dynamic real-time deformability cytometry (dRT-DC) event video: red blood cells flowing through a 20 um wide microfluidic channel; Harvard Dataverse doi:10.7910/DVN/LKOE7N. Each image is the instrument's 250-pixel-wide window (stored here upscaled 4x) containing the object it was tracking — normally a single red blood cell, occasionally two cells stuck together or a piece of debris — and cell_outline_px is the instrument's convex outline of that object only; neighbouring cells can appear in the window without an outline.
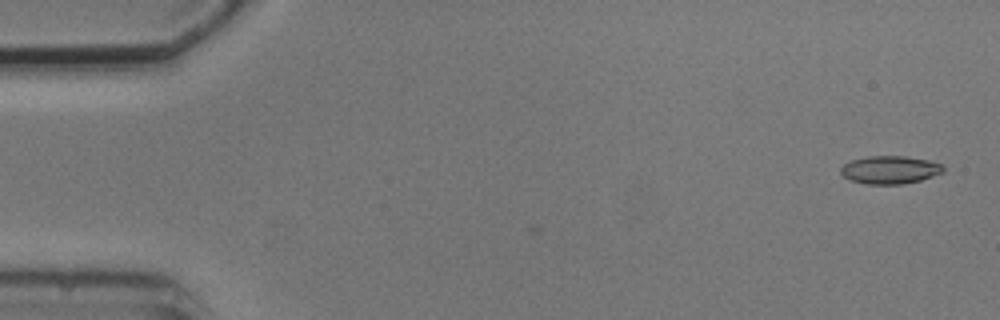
{"species": "common noctule bat (a hibernating species)", "species_latin": "Nyctalus noctula", "temperature_condition": "cold", "stored_images_in_passage": 5, "camera_frame_rate_fps": 3000, "um_per_image_px": 0.085, "animal": {"sex": "male", "body_mass_g": 20.5, "forearm_length_mm": 52.5}, "frame": {"image": 1, "passage_image": 1, "time_ms": 0.0, "image_size_px": [1000, 320], "cell_outline_px": [[944, 172], [920, 180], [904, 184], [868, 184], [852, 180], [844, 176], [840, 172], [840, 168], [844, 164], [852, 160], [868, 156], [904, 156], [928, 160], [940, 164], [944, 168]], "centroid_in_image_um": [75.64, 14.43], "position_along_channel_um": 9.4, "area_um2": 16.53}}
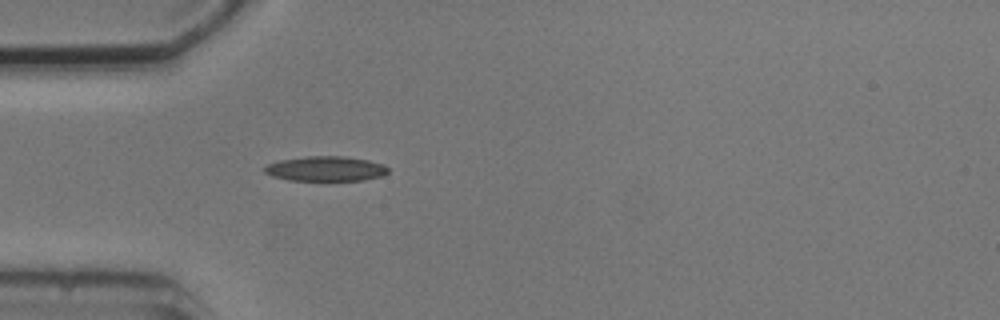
{"frame": {"image": 2, "passage_image": 5, "time_ms": 4.667, "image_size_px": [1000, 320], "cell_outline_px": [[388, 172], [380, 176], [360, 180], [288, 180], [272, 176], [264, 172], [264, 168], [268, 164], [280, 160], [308, 156], [344, 156], [368, 160], [384, 164], [388, 168]], "centroid_in_image_um": [27.68, 14.33], "position_along_channel_um": 57.3, "area_um2": 17.74}}